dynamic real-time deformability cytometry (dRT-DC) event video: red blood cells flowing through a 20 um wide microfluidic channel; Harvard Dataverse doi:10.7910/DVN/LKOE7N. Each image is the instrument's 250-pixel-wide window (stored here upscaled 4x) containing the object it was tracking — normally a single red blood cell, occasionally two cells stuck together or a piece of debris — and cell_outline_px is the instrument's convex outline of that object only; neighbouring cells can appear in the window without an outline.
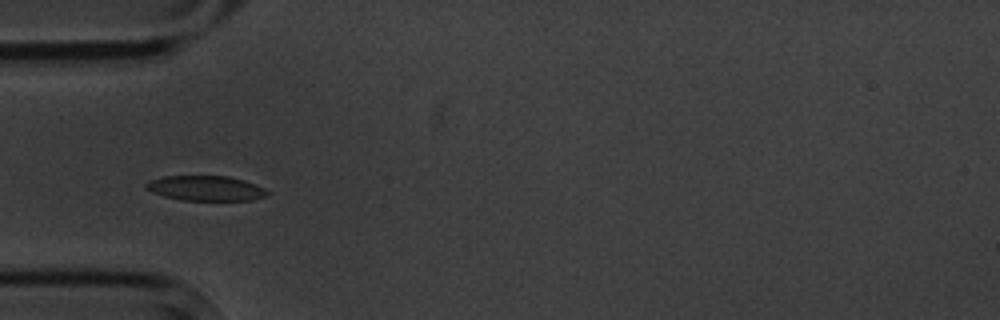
{"species": "common noctule bat (a hibernating species)", "species_latin": "Nyctalus noctula", "temperature_condition": "cold", "stored_images_in_passage": 14, "camera_frame_rate_fps": 3000, "um_per_image_px": 0.085, "animal": {"sex": "male", "body_mass_g": 20.1, "forearm_length_mm": 53.5}, "frame": {"image": 1, "passage_image": 4, "time_ms": 4.333, "image_size_px": [1000, 320], "cell_outline_px": [[268, 192], [264, 196], [252, 200], [180, 200], [164, 196], [152, 192], [144, 188], [144, 184], [148, 180], [164, 176], [228, 176], [244, 180], [256, 184], [264, 188]], "centroid_in_image_um": [17.43, 15.99], "position_along_channel_um": 67.6, "area_um2": 17.69}}
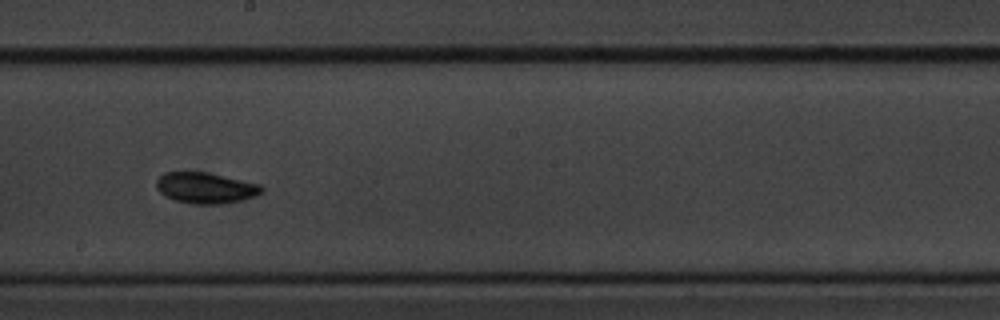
{"frame": {"image": 2, "passage_image": 8, "time_ms": 9.0, "image_size_px": [1000, 320], "cell_outline_px": [[264, 192], [256, 196], [244, 200], [224, 204], [192, 204], [176, 200], [164, 196], [156, 188], [156, 180], [164, 172], [208, 172], [260, 184], [264, 188]], "centroid_in_image_um": [17.5, 15.98], "position_along_channel_um": 230.7, "area_um2": 19.25}}
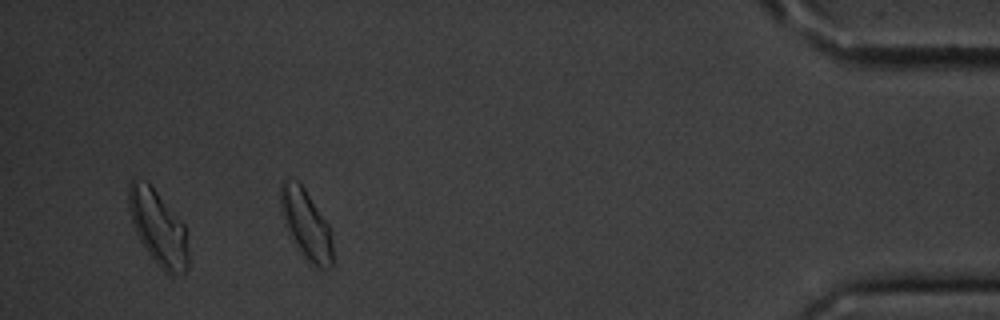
{"frame": {"image": 3, "passage_image": 13, "time_ms": 15.667, "image_size_px": [1000, 320], "cell_outline_px": [[332, 268], [312, 268], [308, 264], [296, 248], [288, 236], [280, 212], [280, 180], [296, 180], [304, 188], [328, 224], [332, 240]], "centroid_in_image_um": [25.97, 19.14], "position_along_channel_um": 409.2, "area_um2": 21.68}, "authors_computed_cell_mechanics": {"area_um2": 19.0451, "velocity_mm_per_s": 3.4912, "shape_relaxation_time_tau1_ms": 2.5386, "shape_relaxation_time_tau2_ms": null, "deformation_change_tau1": 0.0529, "deformation_change_tau2": null}}